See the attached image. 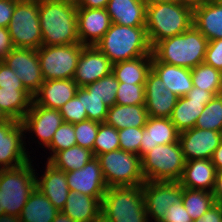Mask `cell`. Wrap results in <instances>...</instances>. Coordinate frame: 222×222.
Instances as JSON below:
<instances>
[{
  "label": "cell",
  "instance_id": "34",
  "mask_svg": "<svg viewBox=\"0 0 222 222\" xmlns=\"http://www.w3.org/2000/svg\"><path fill=\"white\" fill-rule=\"evenodd\" d=\"M193 86L211 92L214 96L222 94V71L206 63L191 69Z\"/></svg>",
  "mask_w": 222,
  "mask_h": 222
},
{
  "label": "cell",
  "instance_id": "57",
  "mask_svg": "<svg viewBox=\"0 0 222 222\" xmlns=\"http://www.w3.org/2000/svg\"><path fill=\"white\" fill-rule=\"evenodd\" d=\"M96 222H106L104 219L100 218L99 220H97Z\"/></svg>",
  "mask_w": 222,
  "mask_h": 222
},
{
  "label": "cell",
  "instance_id": "38",
  "mask_svg": "<svg viewBox=\"0 0 222 222\" xmlns=\"http://www.w3.org/2000/svg\"><path fill=\"white\" fill-rule=\"evenodd\" d=\"M117 149H120L118 130L105 122L100 123L93 145L94 157Z\"/></svg>",
  "mask_w": 222,
  "mask_h": 222
},
{
  "label": "cell",
  "instance_id": "40",
  "mask_svg": "<svg viewBox=\"0 0 222 222\" xmlns=\"http://www.w3.org/2000/svg\"><path fill=\"white\" fill-rule=\"evenodd\" d=\"M72 146H76L75 129L74 124L63 122L60 127L55 131L50 145L47 147L51 150V156L47 158L49 160L56 152L68 149Z\"/></svg>",
  "mask_w": 222,
  "mask_h": 222
},
{
  "label": "cell",
  "instance_id": "7",
  "mask_svg": "<svg viewBox=\"0 0 222 222\" xmlns=\"http://www.w3.org/2000/svg\"><path fill=\"white\" fill-rule=\"evenodd\" d=\"M145 181H179L186 160L180 142L157 145L142 158Z\"/></svg>",
  "mask_w": 222,
  "mask_h": 222
},
{
  "label": "cell",
  "instance_id": "6",
  "mask_svg": "<svg viewBox=\"0 0 222 222\" xmlns=\"http://www.w3.org/2000/svg\"><path fill=\"white\" fill-rule=\"evenodd\" d=\"M101 218L106 222H150L142 185L107 188L101 201Z\"/></svg>",
  "mask_w": 222,
  "mask_h": 222
},
{
  "label": "cell",
  "instance_id": "35",
  "mask_svg": "<svg viewBox=\"0 0 222 222\" xmlns=\"http://www.w3.org/2000/svg\"><path fill=\"white\" fill-rule=\"evenodd\" d=\"M182 204L194 221L200 218L216 202L212 192L182 187Z\"/></svg>",
  "mask_w": 222,
  "mask_h": 222
},
{
  "label": "cell",
  "instance_id": "15",
  "mask_svg": "<svg viewBox=\"0 0 222 222\" xmlns=\"http://www.w3.org/2000/svg\"><path fill=\"white\" fill-rule=\"evenodd\" d=\"M21 122L24 126V132L35 133L42 142L38 141V144L47 148L51 143L55 131L64 121L59 109L45 108L32 101L29 111Z\"/></svg>",
  "mask_w": 222,
  "mask_h": 222
},
{
  "label": "cell",
  "instance_id": "55",
  "mask_svg": "<svg viewBox=\"0 0 222 222\" xmlns=\"http://www.w3.org/2000/svg\"><path fill=\"white\" fill-rule=\"evenodd\" d=\"M146 7L147 6H152L154 4H159V3H166V2H171V1H176V0H142Z\"/></svg>",
  "mask_w": 222,
  "mask_h": 222
},
{
  "label": "cell",
  "instance_id": "24",
  "mask_svg": "<svg viewBox=\"0 0 222 222\" xmlns=\"http://www.w3.org/2000/svg\"><path fill=\"white\" fill-rule=\"evenodd\" d=\"M216 168L211 160L197 159L186 161L179 180L182 187L212 192L216 178Z\"/></svg>",
  "mask_w": 222,
  "mask_h": 222
},
{
  "label": "cell",
  "instance_id": "26",
  "mask_svg": "<svg viewBox=\"0 0 222 222\" xmlns=\"http://www.w3.org/2000/svg\"><path fill=\"white\" fill-rule=\"evenodd\" d=\"M152 69L165 83L166 88L178 97L185 96L193 88L191 69L159 62L153 55Z\"/></svg>",
  "mask_w": 222,
  "mask_h": 222
},
{
  "label": "cell",
  "instance_id": "23",
  "mask_svg": "<svg viewBox=\"0 0 222 222\" xmlns=\"http://www.w3.org/2000/svg\"><path fill=\"white\" fill-rule=\"evenodd\" d=\"M36 188L49 199L57 210L61 211L64 208L70 189L63 170L54 167L47 161L43 175L36 176Z\"/></svg>",
  "mask_w": 222,
  "mask_h": 222
},
{
  "label": "cell",
  "instance_id": "56",
  "mask_svg": "<svg viewBox=\"0 0 222 222\" xmlns=\"http://www.w3.org/2000/svg\"><path fill=\"white\" fill-rule=\"evenodd\" d=\"M10 118L5 114V112L0 108V123L9 121Z\"/></svg>",
  "mask_w": 222,
  "mask_h": 222
},
{
  "label": "cell",
  "instance_id": "17",
  "mask_svg": "<svg viewBox=\"0 0 222 222\" xmlns=\"http://www.w3.org/2000/svg\"><path fill=\"white\" fill-rule=\"evenodd\" d=\"M70 191L95 197L100 202L108 188L99 160L94 157L84 167L65 172Z\"/></svg>",
  "mask_w": 222,
  "mask_h": 222
},
{
  "label": "cell",
  "instance_id": "18",
  "mask_svg": "<svg viewBox=\"0 0 222 222\" xmlns=\"http://www.w3.org/2000/svg\"><path fill=\"white\" fill-rule=\"evenodd\" d=\"M145 107L154 118H170L178 96L166 88L159 75L151 69L145 82Z\"/></svg>",
  "mask_w": 222,
  "mask_h": 222
},
{
  "label": "cell",
  "instance_id": "42",
  "mask_svg": "<svg viewBox=\"0 0 222 222\" xmlns=\"http://www.w3.org/2000/svg\"><path fill=\"white\" fill-rule=\"evenodd\" d=\"M98 122L86 119L74 124L76 145L88 148L93 152V145L97 137Z\"/></svg>",
  "mask_w": 222,
  "mask_h": 222
},
{
  "label": "cell",
  "instance_id": "51",
  "mask_svg": "<svg viewBox=\"0 0 222 222\" xmlns=\"http://www.w3.org/2000/svg\"><path fill=\"white\" fill-rule=\"evenodd\" d=\"M212 195L216 203L222 204V170L216 172Z\"/></svg>",
  "mask_w": 222,
  "mask_h": 222
},
{
  "label": "cell",
  "instance_id": "48",
  "mask_svg": "<svg viewBox=\"0 0 222 222\" xmlns=\"http://www.w3.org/2000/svg\"><path fill=\"white\" fill-rule=\"evenodd\" d=\"M18 0H0V27L8 28Z\"/></svg>",
  "mask_w": 222,
  "mask_h": 222
},
{
  "label": "cell",
  "instance_id": "53",
  "mask_svg": "<svg viewBox=\"0 0 222 222\" xmlns=\"http://www.w3.org/2000/svg\"><path fill=\"white\" fill-rule=\"evenodd\" d=\"M211 162L217 171L222 170V141L211 157Z\"/></svg>",
  "mask_w": 222,
  "mask_h": 222
},
{
  "label": "cell",
  "instance_id": "47",
  "mask_svg": "<svg viewBox=\"0 0 222 222\" xmlns=\"http://www.w3.org/2000/svg\"><path fill=\"white\" fill-rule=\"evenodd\" d=\"M0 87L25 88L15 71L10 69L2 60L0 61Z\"/></svg>",
  "mask_w": 222,
  "mask_h": 222
},
{
  "label": "cell",
  "instance_id": "37",
  "mask_svg": "<svg viewBox=\"0 0 222 222\" xmlns=\"http://www.w3.org/2000/svg\"><path fill=\"white\" fill-rule=\"evenodd\" d=\"M119 82L115 75L111 72L109 75L90 83L83 88L98 98L102 99L103 102L111 107L116 104L117 90Z\"/></svg>",
  "mask_w": 222,
  "mask_h": 222
},
{
  "label": "cell",
  "instance_id": "46",
  "mask_svg": "<svg viewBox=\"0 0 222 222\" xmlns=\"http://www.w3.org/2000/svg\"><path fill=\"white\" fill-rule=\"evenodd\" d=\"M159 222H193L182 202L168 207L163 218Z\"/></svg>",
  "mask_w": 222,
  "mask_h": 222
},
{
  "label": "cell",
  "instance_id": "36",
  "mask_svg": "<svg viewBox=\"0 0 222 222\" xmlns=\"http://www.w3.org/2000/svg\"><path fill=\"white\" fill-rule=\"evenodd\" d=\"M194 127L222 132V94L215 95L206 104Z\"/></svg>",
  "mask_w": 222,
  "mask_h": 222
},
{
  "label": "cell",
  "instance_id": "49",
  "mask_svg": "<svg viewBox=\"0 0 222 222\" xmlns=\"http://www.w3.org/2000/svg\"><path fill=\"white\" fill-rule=\"evenodd\" d=\"M193 222H222V204H214L200 218Z\"/></svg>",
  "mask_w": 222,
  "mask_h": 222
},
{
  "label": "cell",
  "instance_id": "33",
  "mask_svg": "<svg viewBox=\"0 0 222 222\" xmlns=\"http://www.w3.org/2000/svg\"><path fill=\"white\" fill-rule=\"evenodd\" d=\"M92 158H94L92 150L76 145L56 152L48 162L54 167L68 172L81 169Z\"/></svg>",
  "mask_w": 222,
  "mask_h": 222
},
{
  "label": "cell",
  "instance_id": "12",
  "mask_svg": "<svg viewBox=\"0 0 222 222\" xmlns=\"http://www.w3.org/2000/svg\"><path fill=\"white\" fill-rule=\"evenodd\" d=\"M144 205L148 219L159 222L169 206L182 202L179 181H145L142 184Z\"/></svg>",
  "mask_w": 222,
  "mask_h": 222
},
{
  "label": "cell",
  "instance_id": "30",
  "mask_svg": "<svg viewBox=\"0 0 222 222\" xmlns=\"http://www.w3.org/2000/svg\"><path fill=\"white\" fill-rule=\"evenodd\" d=\"M59 210L35 188L15 222H52Z\"/></svg>",
  "mask_w": 222,
  "mask_h": 222
},
{
  "label": "cell",
  "instance_id": "31",
  "mask_svg": "<svg viewBox=\"0 0 222 222\" xmlns=\"http://www.w3.org/2000/svg\"><path fill=\"white\" fill-rule=\"evenodd\" d=\"M151 69L152 56H141L112 64V73L118 82L126 84H145Z\"/></svg>",
  "mask_w": 222,
  "mask_h": 222
},
{
  "label": "cell",
  "instance_id": "5",
  "mask_svg": "<svg viewBox=\"0 0 222 222\" xmlns=\"http://www.w3.org/2000/svg\"><path fill=\"white\" fill-rule=\"evenodd\" d=\"M193 25V8L171 1L146 7V30L152 48L164 39L182 34Z\"/></svg>",
  "mask_w": 222,
  "mask_h": 222
},
{
  "label": "cell",
  "instance_id": "25",
  "mask_svg": "<svg viewBox=\"0 0 222 222\" xmlns=\"http://www.w3.org/2000/svg\"><path fill=\"white\" fill-rule=\"evenodd\" d=\"M105 9L111 23L129 27L146 25V5L142 0H109Z\"/></svg>",
  "mask_w": 222,
  "mask_h": 222
},
{
  "label": "cell",
  "instance_id": "29",
  "mask_svg": "<svg viewBox=\"0 0 222 222\" xmlns=\"http://www.w3.org/2000/svg\"><path fill=\"white\" fill-rule=\"evenodd\" d=\"M148 118L145 105L115 104L108 109L105 123L117 130L144 127Z\"/></svg>",
  "mask_w": 222,
  "mask_h": 222
},
{
  "label": "cell",
  "instance_id": "4",
  "mask_svg": "<svg viewBox=\"0 0 222 222\" xmlns=\"http://www.w3.org/2000/svg\"><path fill=\"white\" fill-rule=\"evenodd\" d=\"M208 39L192 25L182 34L159 41L152 55L159 61L192 69L204 62Z\"/></svg>",
  "mask_w": 222,
  "mask_h": 222
},
{
  "label": "cell",
  "instance_id": "2",
  "mask_svg": "<svg viewBox=\"0 0 222 222\" xmlns=\"http://www.w3.org/2000/svg\"><path fill=\"white\" fill-rule=\"evenodd\" d=\"M31 163L0 170V222H15L36 188L38 173Z\"/></svg>",
  "mask_w": 222,
  "mask_h": 222
},
{
  "label": "cell",
  "instance_id": "3",
  "mask_svg": "<svg viewBox=\"0 0 222 222\" xmlns=\"http://www.w3.org/2000/svg\"><path fill=\"white\" fill-rule=\"evenodd\" d=\"M112 64L152 56V46L145 26L129 27L111 23L109 30L94 45Z\"/></svg>",
  "mask_w": 222,
  "mask_h": 222
},
{
  "label": "cell",
  "instance_id": "44",
  "mask_svg": "<svg viewBox=\"0 0 222 222\" xmlns=\"http://www.w3.org/2000/svg\"><path fill=\"white\" fill-rule=\"evenodd\" d=\"M143 129L144 127H129L118 130L120 149L140 156Z\"/></svg>",
  "mask_w": 222,
  "mask_h": 222
},
{
  "label": "cell",
  "instance_id": "45",
  "mask_svg": "<svg viewBox=\"0 0 222 222\" xmlns=\"http://www.w3.org/2000/svg\"><path fill=\"white\" fill-rule=\"evenodd\" d=\"M204 63L222 71V39L208 41Z\"/></svg>",
  "mask_w": 222,
  "mask_h": 222
},
{
  "label": "cell",
  "instance_id": "14",
  "mask_svg": "<svg viewBox=\"0 0 222 222\" xmlns=\"http://www.w3.org/2000/svg\"><path fill=\"white\" fill-rule=\"evenodd\" d=\"M214 95L194 87L183 97H178L170 119L179 132L192 129L206 104Z\"/></svg>",
  "mask_w": 222,
  "mask_h": 222
},
{
  "label": "cell",
  "instance_id": "50",
  "mask_svg": "<svg viewBox=\"0 0 222 222\" xmlns=\"http://www.w3.org/2000/svg\"><path fill=\"white\" fill-rule=\"evenodd\" d=\"M14 48L8 28L0 27V61Z\"/></svg>",
  "mask_w": 222,
  "mask_h": 222
},
{
  "label": "cell",
  "instance_id": "19",
  "mask_svg": "<svg viewBox=\"0 0 222 222\" xmlns=\"http://www.w3.org/2000/svg\"><path fill=\"white\" fill-rule=\"evenodd\" d=\"M111 25L105 8L77 7L78 39L82 45H96Z\"/></svg>",
  "mask_w": 222,
  "mask_h": 222
},
{
  "label": "cell",
  "instance_id": "54",
  "mask_svg": "<svg viewBox=\"0 0 222 222\" xmlns=\"http://www.w3.org/2000/svg\"><path fill=\"white\" fill-rule=\"evenodd\" d=\"M178 1H180L185 5L190 6L191 8H195L197 6L207 4L215 0H178Z\"/></svg>",
  "mask_w": 222,
  "mask_h": 222
},
{
  "label": "cell",
  "instance_id": "9",
  "mask_svg": "<svg viewBox=\"0 0 222 222\" xmlns=\"http://www.w3.org/2000/svg\"><path fill=\"white\" fill-rule=\"evenodd\" d=\"M8 31L14 48L39 49L42 46L39 0H18Z\"/></svg>",
  "mask_w": 222,
  "mask_h": 222
},
{
  "label": "cell",
  "instance_id": "16",
  "mask_svg": "<svg viewBox=\"0 0 222 222\" xmlns=\"http://www.w3.org/2000/svg\"><path fill=\"white\" fill-rule=\"evenodd\" d=\"M222 141V132L193 127L180 132L179 142L186 161L210 160Z\"/></svg>",
  "mask_w": 222,
  "mask_h": 222
},
{
  "label": "cell",
  "instance_id": "8",
  "mask_svg": "<svg viewBox=\"0 0 222 222\" xmlns=\"http://www.w3.org/2000/svg\"><path fill=\"white\" fill-rule=\"evenodd\" d=\"M96 158L108 188L137 186L145 182L141 157L138 154L117 149Z\"/></svg>",
  "mask_w": 222,
  "mask_h": 222
},
{
  "label": "cell",
  "instance_id": "39",
  "mask_svg": "<svg viewBox=\"0 0 222 222\" xmlns=\"http://www.w3.org/2000/svg\"><path fill=\"white\" fill-rule=\"evenodd\" d=\"M77 91L82 95V105L86 109L88 119L98 123L105 122L109 106L83 87H79Z\"/></svg>",
  "mask_w": 222,
  "mask_h": 222
},
{
  "label": "cell",
  "instance_id": "10",
  "mask_svg": "<svg viewBox=\"0 0 222 222\" xmlns=\"http://www.w3.org/2000/svg\"><path fill=\"white\" fill-rule=\"evenodd\" d=\"M81 43L71 45L45 46L37 49L44 81L73 79L82 49Z\"/></svg>",
  "mask_w": 222,
  "mask_h": 222
},
{
  "label": "cell",
  "instance_id": "28",
  "mask_svg": "<svg viewBox=\"0 0 222 222\" xmlns=\"http://www.w3.org/2000/svg\"><path fill=\"white\" fill-rule=\"evenodd\" d=\"M61 211L74 222H96L101 218V202L95 197L70 191Z\"/></svg>",
  "mask_w": 222,
  "mask_h": 222
},
{
  "label": "cell",
  "instance_id": "21",
  "mask_svg": "<svg viewBox=\"0 0 222 222\" xmlns=\"http://www.w3.org/2000/svg\"><path fill=\"white\" fill-rule=\"evenodd\" d=\"M73 79L46 80L33 95V102L49 109H59L72 99L78 90Z\"/></svg>",
  "mask_w": 222,
  "mask_h": 222
},
{
  "label": "cell",
  "instance_id": "52",
  "mask_svg": "<svg viewBox=\"0 0 222 222\" xmlns=\"http://www.w3.org/2000/svg\"><path fill=\"white\" fill-rule=\"evenodd\" d=\"M77 7L83 8H106L109 0H75Z\"/></svg>",
  "mask_w": 222,
  "mask_h": 222
},
{
  "label": "cell",
  "instance_id": "22",
  "mask_svg": "<svg viewBox=\"0 0 222 222\" xmlns=\"http://www.w3.org/2000/svg\"><path fill=\"white\" fill-rule=\"evenodd\" d=\"M180 132L170 118L148 116L140 143V157L157 145L171 144L179 141Z\"/></svg>",
  "mask_w": 222,
  "mask_h": 222
},
{
  "label": "cell",
  "instance_id": "32",
  "mask_svg": "<svg viewBox=\"0 0 222 222\" xmlns=\"http://www.w3.org/2000/svg\"><path fill=\"white\" fill-rule=\"evenodd\" d=\"M32 101L33 96L25 88L0 87V108L10 119L21 122Z\"/></svg>",
  "mask_w": 222,
  "mask_h": 222
},
{
  "label": "cell",
  "instance_id": "20",
  "mask_svg": "<svg viewBox=\"0 0 222 222\" xmlns=\"http://www.w3.org/2000/svg\"><path fill=\"white\" fill-rule=\"evenodd\" d=\"M112 72V63L95 46H85L79 56L73 80L84 87Z\"/></svg>",
  "mask_w": 222,
  "mask_h": 222
},
{
  "label": "cell",
  "instance_id": "27",
  "mask_svg": "<svg viewBox=\"0 0 222 222\" xmlns=\"http://www.w3.org/2000/svg\"><path fill=\"white\" fill-rule=\"evenodd\" d=\"M193 25L208 39H222V4L215 0L193 8Z\"/></svg>",
  "mask_w": 222,
  "mask_h": 222
},
{
  "label": "cell",
  "instance_id": "41",
  "mask_svg": "<svg viewBox=\"0 0 222 222\" xmlns=\"http://www.w3.org/2000/svg\"><path fill=\"white\" fill-rule=\"evenodd\" d=\"M145 84H126L119 82L116 104L145 105Z\"/></svg>",
  "mask_w": 222,
  "mask_h": 222
},
{
  "label": "cell",
  "instance_id": "1",
  "mask_svg": "<svg viewBox=\"0 0 222 222\" xmlns=\"http://www.w3.org/2000/svg\"><path fill=\"white\" fill-rule=\"evenodd\" d=\"M39 18L42 45L80 43L75 0H39Z\"/></svg>",
  "mask_w": 222,
  "mask_h": 222
},
{
  "label": "cell",
  "instance_id": "43",
  "mask_svg": "<svg viewBox=\"0 0 222 222\" xmlns=\"http://www.w3.org/2000/svg\"><path fill=\"white\" fill-rule=\"evenodd\" d=\"M63 121L66 123H78L88 119L86 109L82 105V95L77 91L76 95L59 108Z\"/></svg>",
  "mask_w": 222,
  "mask_h": 222
},
{
  "label": "cell",
  "instance_id": "13",
  "mask_svg": "<svg viewBox=\"0 0 222 222\" xmlns=\"http://www.w3.org/2000/svg\"><path fill=\"white\" fill-rule=\"evenodd\" d=\"M22 81L25 89L33 96L44 82L37 49L13 48L2 60Z\"/></svg>",
  "mask_w": 222,
  "mask_h": 222
},
{
  "label": "cell",
  "instance_id": "11",
  "mask_svg": "<svg viewBox=\"0 0 222 222\" xmlns=\"http://www.w3.org/2000/svg\"><path fill=\"white\" fill-rule=\"evenodd\" d=\"M24 133L22 122L15 119L0 123V170L16 168L31 160L24 147Z\"/></svg>",
  "mask_w": 222,
  "mask_h": 222
}]
</instances>
